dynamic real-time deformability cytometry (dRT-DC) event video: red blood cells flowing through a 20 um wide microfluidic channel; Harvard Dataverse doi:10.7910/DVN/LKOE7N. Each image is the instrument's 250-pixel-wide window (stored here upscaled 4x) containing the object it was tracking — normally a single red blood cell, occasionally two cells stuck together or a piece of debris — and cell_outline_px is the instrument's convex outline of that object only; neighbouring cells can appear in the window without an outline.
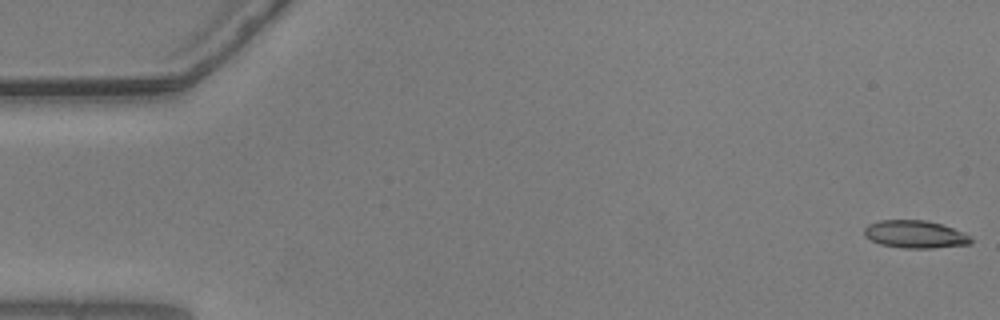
{"species": "common noctule bat (a hibernating species)", "species_latin": "Nyctalus noctula", "temperature_condition": "warm", "stored_images_in_passage": 56, "camera_frame_rate_fps": 3000, "um_per_image_px": 0.085, "animal": {"sex": "male", "body_mass_g": 20.5, "forearm_length_mm": 52.5}, "frame": {"image": 1, "passage_image": 1, "time_ms": 0.0, "image_size_px": [1000, 320], "cell_outline_px": [[972, 244], [932, 248], [904, 248], [880, 244], [864, 236], [864, 228], [868, 224], [880, 220], [924, 220], [940, 224], [964, 232], [972, 236]], "centroid_in_image_um": [77.8, 19.92], "position_along_channel_um": 7.2, "area_um2": 17.22}}
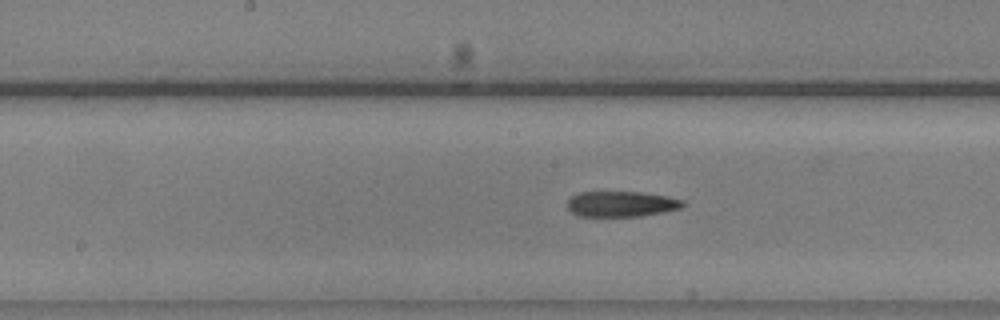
{"frame": {"image": 2, "passage_image": 28, "time_ms": 9.0, "image_size_px": [1000, 320], "cell_outline_px": [[684, 204], [680, 208], [664, 212], [640, 216], [580, 216], [572, 212], [568, 208], [568, 200], [572, 196], [580, 192], [640, 192], [668, 196], [684, 200]], "centroid_in_image_um": [52.83, 17.33], "position_along_channel_um": 195.4, "area_um2": 17.11}}
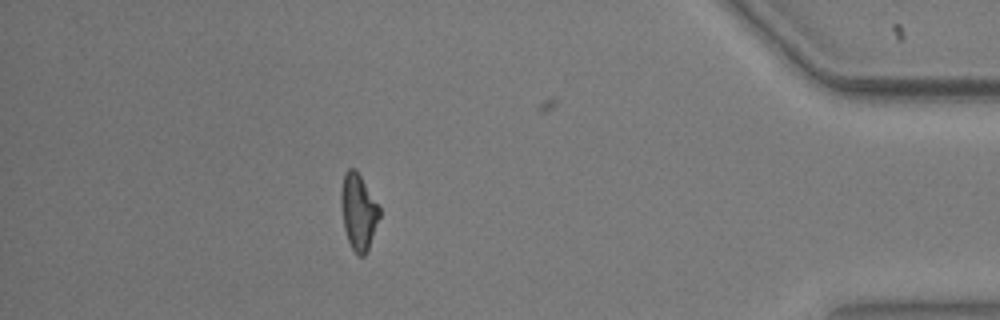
{"frame": {"image": 3, "passage_image": 49, "time_ms": 16.0, "image_size_px": [1000, 320], "cell_outline_px": [[380, 216], [368, 248], [364, 256], [356, 256], [348, 240], [344, 228], [340, 204], [340, 188], [344, 172], [348, 168], [356, 168], [380, 208]], "centroid_in_image_um": [30.44, 17.96], "position_along_channel_um": 404.8, "area_um2": 17.11}, "authors_computed_cell_mechanics": {"area_um2": 17.7446, "velocity_mm_per_s": 3.6707, "shape_relaxation_time_tau1_ms": null, "shape_relaxation_time_tau2_ms": 8.9911, "deformation_change_tau1": null, "deformation_change_tau2": 0.2175}}